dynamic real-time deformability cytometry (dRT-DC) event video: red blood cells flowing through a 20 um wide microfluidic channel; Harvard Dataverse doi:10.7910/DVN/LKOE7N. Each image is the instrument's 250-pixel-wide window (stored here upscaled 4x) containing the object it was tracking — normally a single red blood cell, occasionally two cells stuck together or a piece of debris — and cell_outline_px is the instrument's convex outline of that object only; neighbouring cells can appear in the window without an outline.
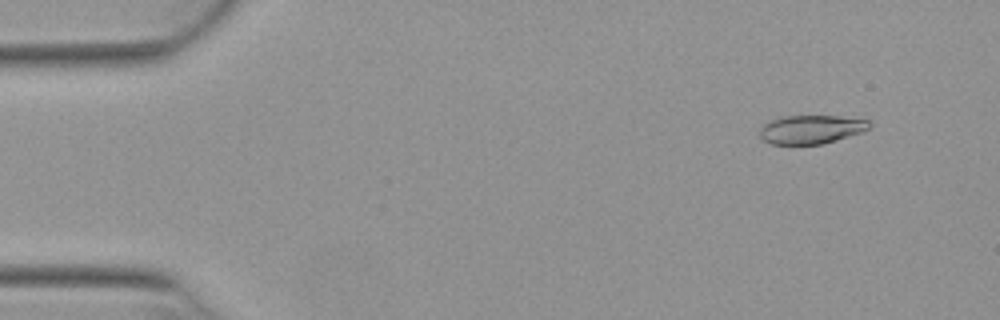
{"species": "Egyptian fruit bat (a non-hibernating species)", "species_latin": "Rousettus aegyptiacus", "temperature_condition": "warm", "stored_images_in_passage": 53, "segment_of_instrument_passage": [1, 2], "camera_frame_rate_fps": 3000, "um_per_image_px": 0.085, "animal": {"sex": "female"}, "frame": {"image": 1, "passage_image": 5, "time_ms": 1.333, "image_size_px": [1000, 320], "cell_outline_px": [[872, 128], [864, 132], [824, 144], [772, 144], [764, 140], [760, 136], [760, 128], [768, 120], [784, 116], [840, 116], [868, 120], [872, 124]], "centroid_in_image_um": [68.99, 11.0], "position_along_channel_um": 16.0, "area_um2": 18.55}}
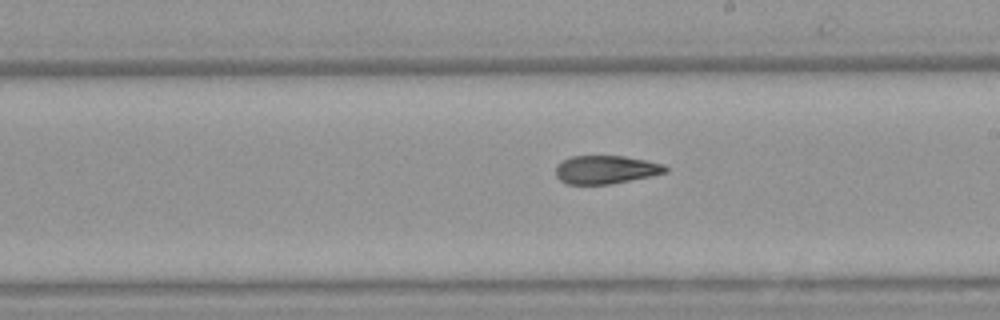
{"frame": {"image": 2, "passage_image": 30, "time_ms": 9.667, "image_size_px": [1000, 320], "cell_outline_px": [[668, 172], [612, 184], [568, 184], [560, 180], [556, 176], [556, 164], [572, 156], [624, 156], [648, 160], [664, 164], [668, 168]], "centroid_in_image_um": [51.51, 14.41], "position_along_channel_um": 237.5, "area_um2": 18.15}}
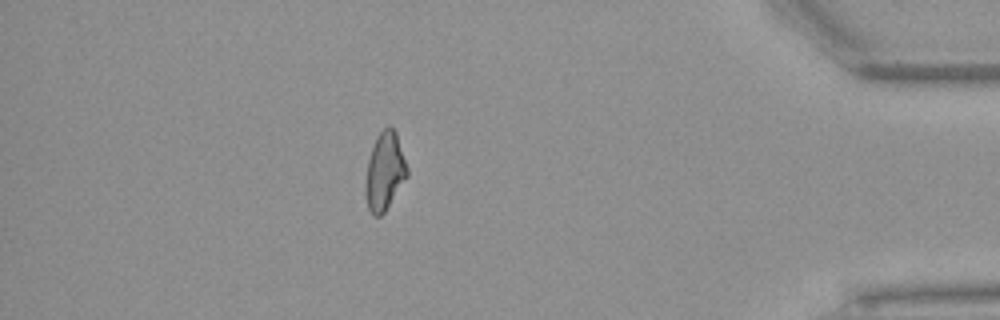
{"frame": {"image": 3, "passage_image": 46, "time_ms": 15.0, "image_size_px": [1000, 320], "cell_outline_px": [[408, 176], [384, 212], [380, 216], [372, 216], [368, 208], [364, 192], [364, 184], [368, 160], [376, 136], [388, 124], [396, 132], [408, 168]], "centroid_in_image_um": [32.68, 14.58], "position_along_channel_um": 402.5, "area_um2": 19.02}}